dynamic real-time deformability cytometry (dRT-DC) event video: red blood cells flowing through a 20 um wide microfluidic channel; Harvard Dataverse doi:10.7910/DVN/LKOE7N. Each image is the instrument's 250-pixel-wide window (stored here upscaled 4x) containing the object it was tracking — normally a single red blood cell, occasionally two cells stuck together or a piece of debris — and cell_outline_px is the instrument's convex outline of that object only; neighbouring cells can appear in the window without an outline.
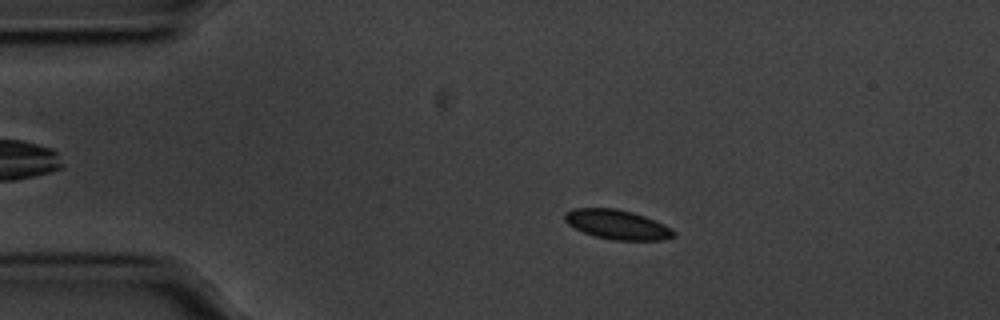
{"species": "common noctule bat (a hibernating species)", "species_latin": "Nyctalus noctula", "temperature_condition": "cold", "stored_images_in_passage": 51, "camera_frame_rate_fps": 3000, "um_per_image_px": 0.085, "animal": {"sex": "male", "body_mass_g": 20.1, "forearm_length_mm": 53.5}, "frame": {"image": 1, "passage_image": 5, "time_ms": 1.333, "image_size_px": [1000, 320], "cell_outline_px": [[676, 236], [660, 240], [612, 240], [596, 236], [584, 232], [568, 224], [564, 220], [564, 212], [572, 208], [616, 208], [632, 212], [644, 216], [664, 224], [672, 228], [676, 232]], "centroid_in_image_um": [52.47, 19.08], "position_along_channel_um": 32.5, "area_um2": 18.73}}
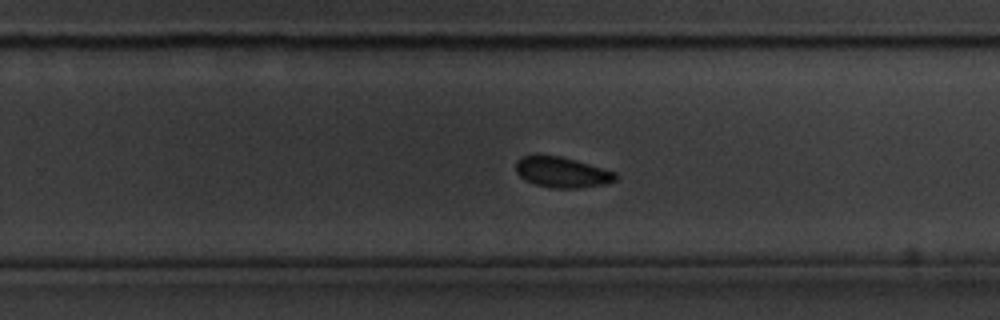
{"frame": {"image": 2, "passage_image": 30, "time_ms": 9.667, "image_size_px": [1000, 320], "cell_outline_px": [[616, 180], [604, 184], [576, 188], [552, 188], [536, 184], [524, 180], [516, 172], [516, 160], [520, 156], [560, 156], [616, 172]], "centroid_in_image_um": [47.74, 14.65], "position_along_channel_um": 282.1, "area_um2": 17.46}}
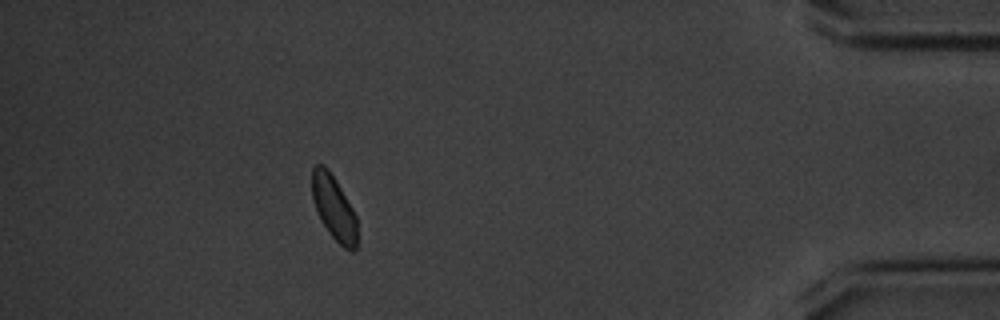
{"frame": {"image": 3, "passage_image": 45, "time_ms": 14.667, "image_size_px": [1000, 320], "cell_outline_px": [[356, 248], [352, 252], [344, 248], [328, 232], [316, 212], [312, 200], [312, 168], [316, 164], [320, 164], [328, 168], [336, 180], [352, 208], [356, 216]], "centroid_in_image_um": [28.35, 17.65], "position_along_channel_um": 406.8, "area_um2": 16.88}, "authors_computed_cell_mechanics": {"area_um2": 18.0914, "velocity_mm_per_s": 3.505, "shape_relaxation_time_tau1_ms": 2.0206, "shape_relaxation_time_tau2_ms": null, "deformation_change_tau1": 0.0542, "deformation_change_tau2": null}}